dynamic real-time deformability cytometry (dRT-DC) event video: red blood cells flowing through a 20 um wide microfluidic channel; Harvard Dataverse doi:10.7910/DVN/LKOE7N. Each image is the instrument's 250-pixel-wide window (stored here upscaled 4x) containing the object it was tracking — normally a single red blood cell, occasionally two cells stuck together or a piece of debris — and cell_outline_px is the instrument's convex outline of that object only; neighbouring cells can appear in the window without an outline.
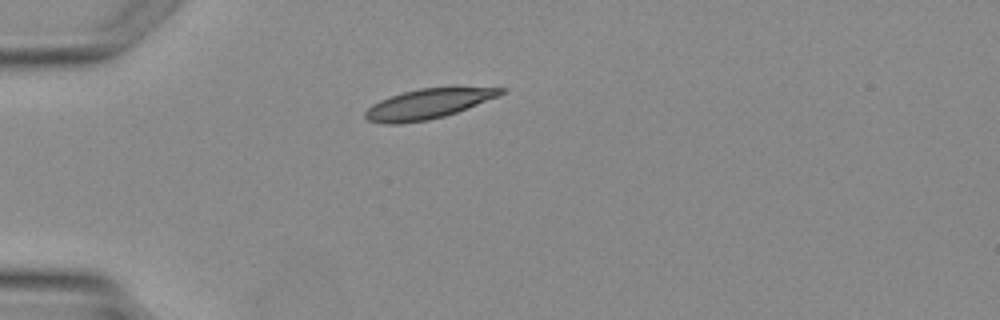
{"species": "Egyptian fruit bat (a non-hibernating species)", "species_latin": "Rousettus aegyptiacus", "temperature_condition": "warm", "stored_images_in_passage": 6, "camera_frame_rate_fps": 3000, "um_per_image_px": 0.085, "animal": {"sex": "female"}, "frame": {"image": 1, "passage_image": 4, "time_ms": 4.0, "image_size_px": [1000, 320], "cell_outline_px": [[508, 88], [500, 96], [456, 112], [444, 116], [428, 120], [400, 124], [388, 124], [368, 120], [364, 116], [364, 112], [372, 104], [380, 100], [404, 92], [420, 88]], "centroid_in_image_um": [36.36, 8.84], "position_along_channel_um": 48.6, "area_um2": 23.24}}